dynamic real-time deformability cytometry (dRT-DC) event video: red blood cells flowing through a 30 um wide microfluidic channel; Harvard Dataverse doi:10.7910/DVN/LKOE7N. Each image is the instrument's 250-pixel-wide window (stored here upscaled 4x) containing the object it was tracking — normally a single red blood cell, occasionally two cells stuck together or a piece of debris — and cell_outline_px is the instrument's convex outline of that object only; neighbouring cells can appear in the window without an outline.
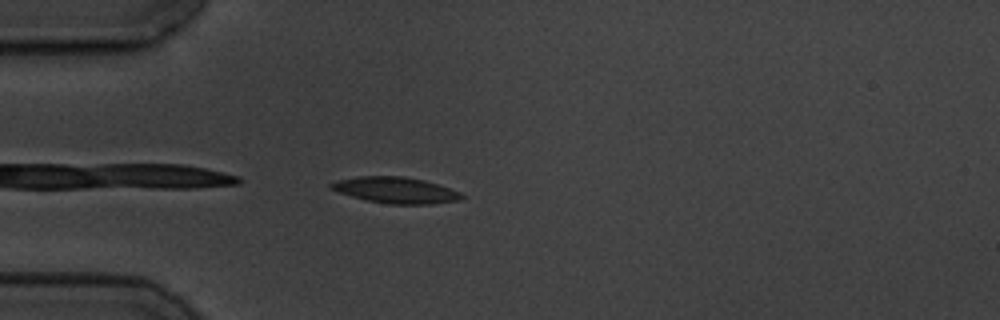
{"species": "common noctule bat (a hibernating species)", "species_latin": "Nyctalus noctula", "temperature_condition": "cold", "stored_images_in_passage": 38, "camera_frame_rate_fps": 3000, "um_per_image_px": 0.085, "animal": {"sex": "male", "body_mass_g": 19.5, "forearm_length_mm": 54.6}, "frame": {"image": 1, "passage_image": 1, "time_ms": 0.0, "image_size_px": [1000, 320], "cell_outline_px": [[464, 196], [460, 200], [432, 204], [388, 204], [364, 200], [328, 188], [328, 184], [340, 180], [360, 176], [404, 176], [424, 180], [460, 192]], "centroid_in_image_um": [33.62, 16.17], "position_along_channel_um": 51.4, "area_um2": 19.77}}
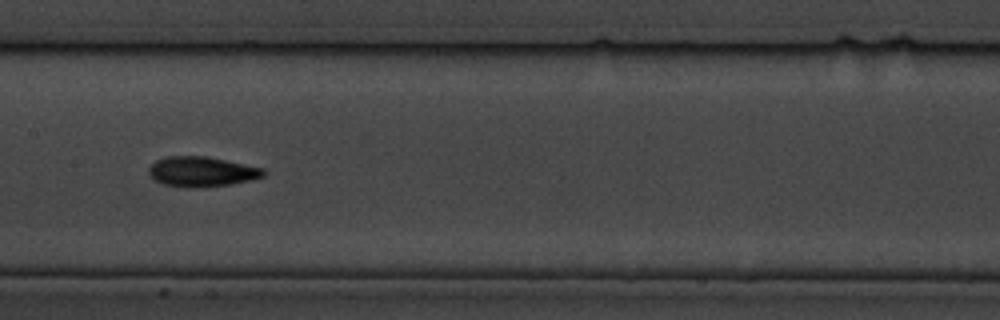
{"frame": {"image": 2, "passage_image": 14, "time_ms": 4.333, "image_size_px": [1000, 320], "cell_outline_px": [[264, 176], [232, 184], [192, 188], [188, 188], [164, 184], [156, 180], [148, 172], [148, 168], [156, 160], [168, 156], [204, 156], [264, 168]], "centroid_in_image_um": [17.12, 14.59], "position_along_channel_um": 190.3, "area_um2": 19.77}}
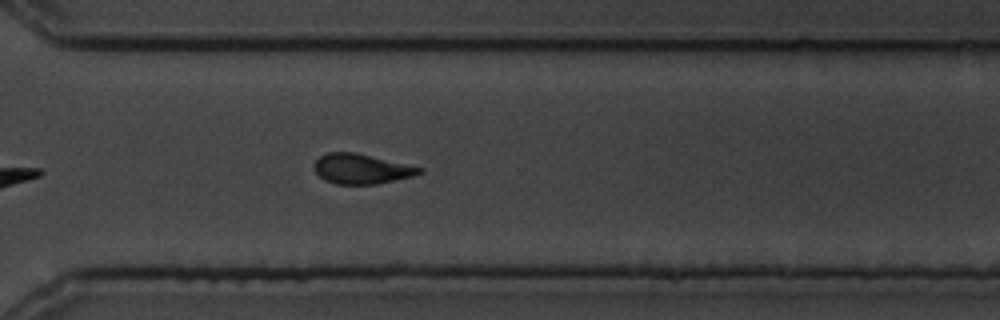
{"frame": {"image": 3, "passage_image": 27, "time_ms": 8.667, "image_size_px": [1000, 320], "cell_outline_px": [[424, 172], [412, 176], [376, 184], [336, 184], [324, 180], [312, 168], [312, 164], [320, 156], [328, 152], [356, 152], [424, 168]], "centroid_in_image_um": [30.69, 14.35], "position_along_channel_um": 339.9, "area_um2": 18.44}, "authors_computed_cell_mechanics": {"area_um2": 18.9584, "velocity_mm_per_s": 3.4704, "shape_relaxation_time_tau1_ms": 3.1752, "shape_relaxation_time_tau2_ms": 7.7754, "deformation_change_tau1": 0.1221, "deformation_change_tau2": 0.163}}